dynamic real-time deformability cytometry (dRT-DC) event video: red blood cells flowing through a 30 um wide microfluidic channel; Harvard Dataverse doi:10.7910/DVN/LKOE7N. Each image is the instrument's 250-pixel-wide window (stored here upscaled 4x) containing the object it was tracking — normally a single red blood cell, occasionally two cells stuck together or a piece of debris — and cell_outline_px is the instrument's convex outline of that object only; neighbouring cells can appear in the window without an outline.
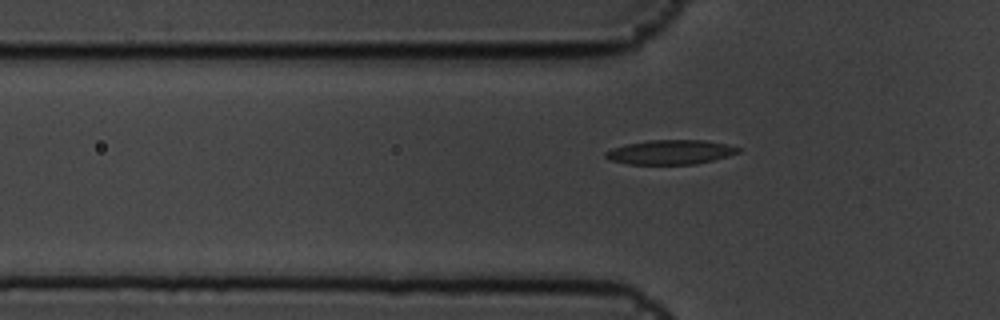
{"species": "common noctule bat (a hibernating species)", "species_latin": "Nyctalus noctula", "temperature_condition": "cold", "stored_images_in_passage": 5, "segment_of_instrument_passage": [2, 2], "camera_frame_rate_fps": 3000, "um_per_image_px": 0.085, "animal": {"sex": "male", "body_mass_g": 19.5, "forearm_length_mm": 54.6}, "frame": {"image": 1, "passage_image": 5, "time_ms": 1.333, "image_size_px": [1000, 320], "cell_outline_px": [[740, 152], [728, 156], [696, 164], [628, 164], [608, 160], [604, 156], [604, 152], [612, 148], [628, 144], [648, 140], [704, 140], [728, 144], [740, 148]], "centroid_in_image_um": [56.97, 12.93], "position_along_channel_um": 68.8, "area_um2": 18.9}}